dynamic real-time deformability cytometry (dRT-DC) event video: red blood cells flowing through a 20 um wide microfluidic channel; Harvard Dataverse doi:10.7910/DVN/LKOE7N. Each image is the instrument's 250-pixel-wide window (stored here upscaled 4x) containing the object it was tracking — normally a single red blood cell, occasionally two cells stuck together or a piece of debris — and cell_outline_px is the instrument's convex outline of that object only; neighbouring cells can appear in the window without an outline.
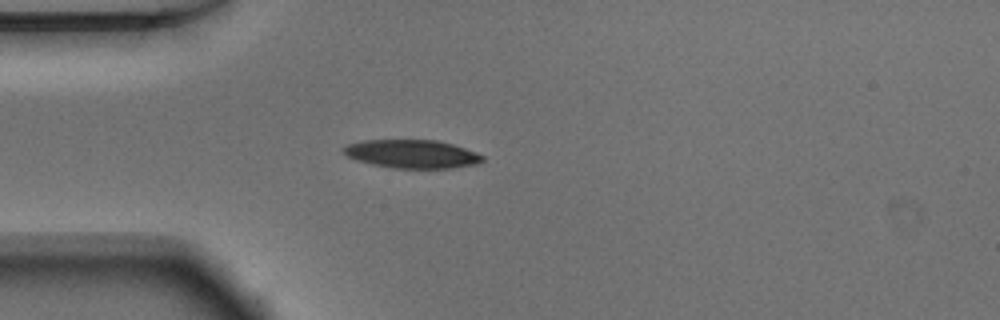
{"species": "Egyptian fruit bat (a non-hibernating species)", "species_latin": "Rousettus aegyptiacus", "temperature_condition": "warm", "stored_images_in_passage": 39, "camera_frame_rate_fps": 3000, "um_per_image_px": 0.085, "animal": {"sex": "male"}, "frame": {"image": 1, "passage_image": 1, "time_ms": 0.0, "image_size_px": [1000, 320], "cell_outline_px": [[484, 160], [476, 164], [452, 168], [392, 168], [372, 164], [356, 160], [348, 156], [344, 152], [344, 148], [348, 144], [364, 140], [436, 140], [452, 144], [476, 152], [484, 156]], "centroid_in_image_um": [35.04, 13.09], "position_along_channel_um": 50.0, "area_um2": 22.83}}
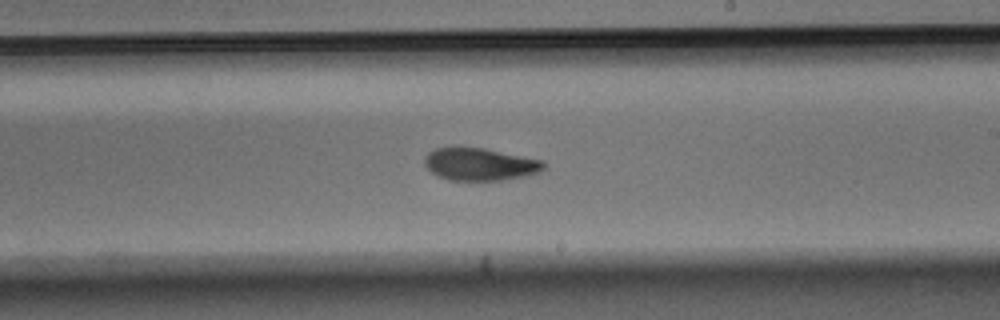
{"frame": {"image": 2, "passage_image": 17, "time_ms": 5.333, "image_size_px": [1000, 320], "cell_outline_px": [[544, 168], [540, 172], [524, 176], [504, 180], [448, 180], [436, 176], [424, 164], [424, 156], [428, 152], [436, 148], [452, 144], [484, 148], [544, 160]], "centroid_in_image_um": [40.73, 13.92], "position_along_channel_um": 248.3, "area_um2": 23.24}}
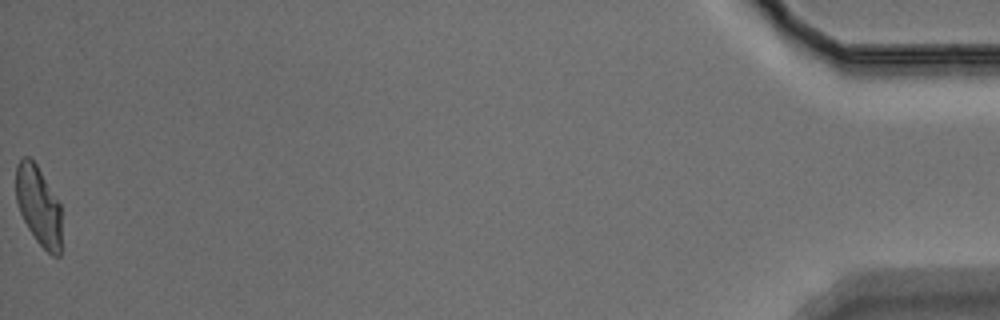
{"frame": {"image": 3, "passage_image": 39, "time_ms": 12.667, "image_size_px": [1000, 320], "cell_outline_px": [[60, 256], [52, 256], [36, 240], [28, 228], [20, 212], [16, 200], [16, 164], [24, 156], [28, 156], [36, 164], [60, 204]], "centroid_in_image_um": [3.26, 17.48], "position_along_channel_um": 431.9, "area_um2": 20.75}, "authors_computed_cell_mechanics": {"area_um2": 22.8888, "velocity_mm_per_s": 3.8844, "shape_relaxation_time_tau1_ms": 3.9025, "shape_relaxation_time_tau2_ms": 3.7585, "deformation_change_tau1": 0.1574, "deformation_change_tau2": 0.0966}}